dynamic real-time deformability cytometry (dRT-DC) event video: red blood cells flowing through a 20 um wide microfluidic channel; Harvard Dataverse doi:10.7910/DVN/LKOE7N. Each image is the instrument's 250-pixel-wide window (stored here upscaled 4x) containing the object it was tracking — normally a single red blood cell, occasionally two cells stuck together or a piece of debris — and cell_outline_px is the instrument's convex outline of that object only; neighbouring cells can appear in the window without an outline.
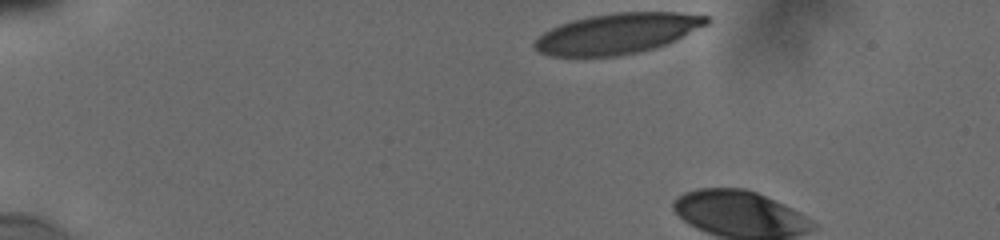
{"species": "human", "species_latin": "Homo sapiens", "temperature_condition": "cold", "stored_images_in_passage": 5, "camera_frame_rate_fps": 3000, "um_per_image_px": 0.085, "donor": {"sex": "male"}, "frame": {"image": 1, "passage_image": 1, "time_ms": 0.0, "image_size_px": [1000, 240], "cell_outline_px": [[712, 20], [708, 24], [668, 44], [656, 48], [640, 52], [620, 56], [552, 56], [540, 52], [532, 44], [544, 32], [560, 24], [572, 20], [592, 16], [616, 12], [680, 12], [708, 16]], "centroid_in_image_um": [52.53, 2.85], "position_along_channel_um": 32.5, "area_um2": 40.63}}